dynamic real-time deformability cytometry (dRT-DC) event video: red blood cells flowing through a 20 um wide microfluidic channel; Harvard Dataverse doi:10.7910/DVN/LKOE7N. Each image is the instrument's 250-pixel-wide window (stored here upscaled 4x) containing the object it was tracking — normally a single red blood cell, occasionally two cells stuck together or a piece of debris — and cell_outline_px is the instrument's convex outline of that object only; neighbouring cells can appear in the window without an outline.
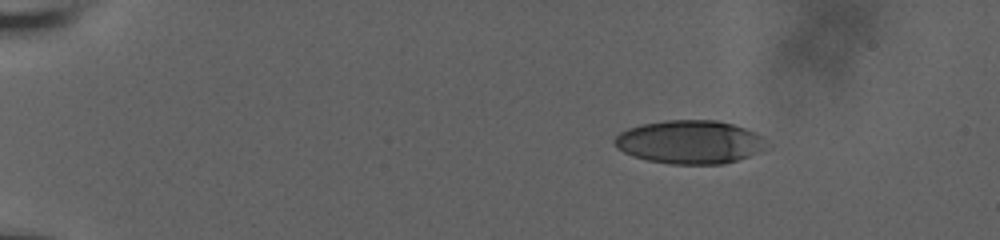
{"species": "human", "species_latin": "Homo sapiens", "temperature_condition": "room temperature", "stored_images_in_passage": 73, "camera_frame_rate_fps": 3000, "um_per_image_px": 0.085, "donor": {"sex": "male"}, "frame": {"image": 1, "passage_image": 1, "time_ms": 0.0, "image_size_px": [1000, 240], "cell_outline_px": [[772, 144], [764, 152], [724, 164], [668, 164], [648, 160], [632, 156], [616, 148], [612, 140], [620, 132], [628, 128], [644, 124], [664, 120], [716, 120], [732, 124], [756, 132], [764, 136]], "centroid_in_image_um": [58.71, 12.08], "position_along_channel_um": 26.3, "area_um2": 39.19}}
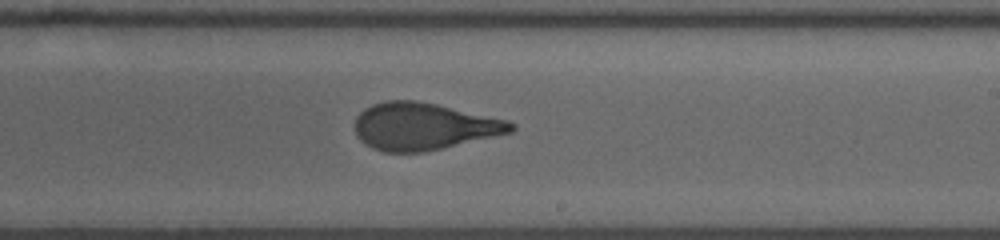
{"frame": {"image": 2, "passage_image": 34, "time_ms": 9.0, "image_size_px": [1000, 240], "cell_outline_px": [[516, 128], [512, 132], [424, 152], [384, 152], [372, 148], [360, 140], [356, 136], [356, 116], [364, 108], [372, 104], [384, 100], [416, 100], [436, 104], [508, 120], [516, 124]], "centroid_in_image_um": [35.99, 10.73], "position_along_channel_um": 253.0, "area_um2": 42.83}}
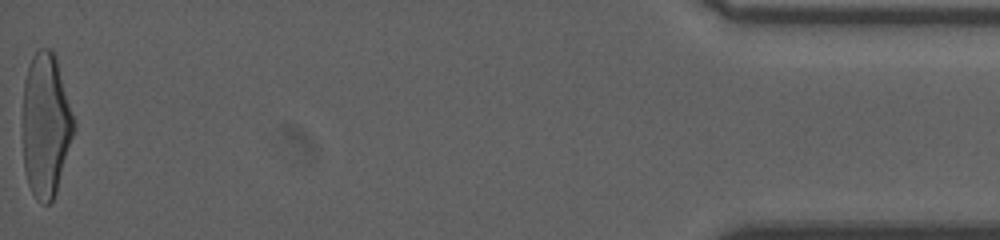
{"frame": {"image": 3, "passage_image": 71, "time_ms": 16.0, "image_size_px": [1000, 240], "cell_outline_px": [[76, 128], [56, 192], [52, 200], [48, 204], [44, 204], [32, 192], [28, 184], [24, 168], [24, 80], [28, 64], [32, 56], [40, 48], [52, 48], [56, 56], [76, 124]], "centroid_in_image_um": [3.91, 10.59], "position_along_channel_um": 431.3, "area_um2": 42.71}, "authors_computed_cell_mechanics": {"area_um2": 42.8298, "velocity_mm_per_s": 3.7734, "shape_relaxation_time_tau1_ms": 5.336, "shape_relaxation_time_tau2_ms": 1.145, "deformation_change_tau1": 0.211, "deformation_change_tau2": 0.0985}}